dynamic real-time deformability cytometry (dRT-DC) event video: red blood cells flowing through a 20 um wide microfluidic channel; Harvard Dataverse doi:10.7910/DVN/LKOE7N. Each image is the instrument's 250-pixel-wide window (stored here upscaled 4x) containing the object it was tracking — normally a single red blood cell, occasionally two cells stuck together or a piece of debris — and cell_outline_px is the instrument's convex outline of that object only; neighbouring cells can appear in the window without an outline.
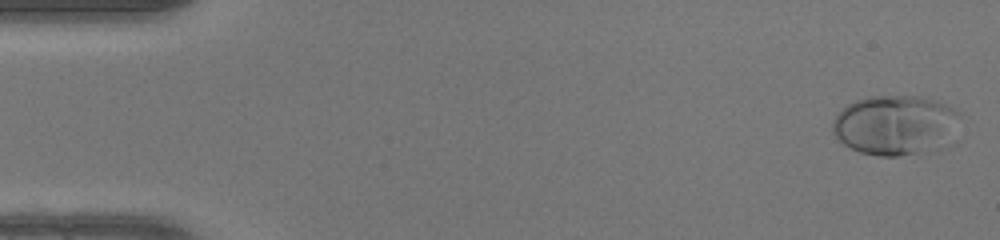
{"species": "human", "species_latin": "Homo sapiens", "temperature_condition": "warm", "stored_images_in_passage": 49, "camera_frame_rate_fps": 3000, "um_per_image_px": 0.085, "donor": {"sex": "female"}, "frame": {"image": 1, "passage_image": 1, "time_ms": 0.0, "image_size_px": [1000, 240], "cell_outline_px": [[960, 116], [924, 148], [916, 152], [896, 156], [880, 156], [860, 152], [844, 144], [832, 132], [832, 120], [836, 112], [848, 104], [856, 100], [868, 96], [920, 96], [936, 100], [956, 108], [960, 112]], "centroid_in_image_um": [75.83, 10.53], "position_along_channel_um": 9.2, "area_um2": 41.91}}
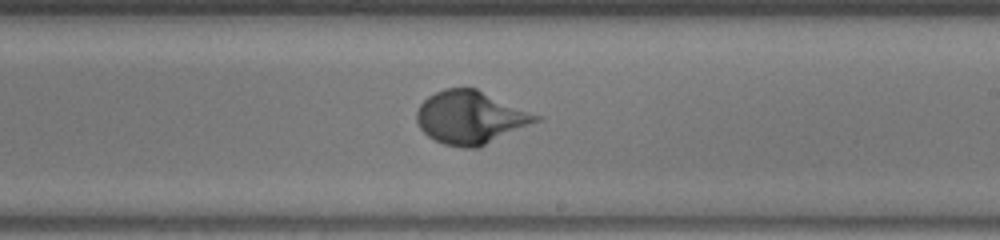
{"frame": {"image": 2, "passage_image": 29, "time_ms": 9.333, "image_size_px": [1000, 240], "cell_outline_px": [[544, 116], [540, 120], [480, 148], [464, 148], [444, 144], [428, 136], [420, 128], [416, 120], [416, 112], [420, 104], [428, 96], [444, 88], [476, 88]], "centroid_in_image_um": [40.02, 9.98], "position_along_channel_um": 249.0, "area_um2": 37.11}}
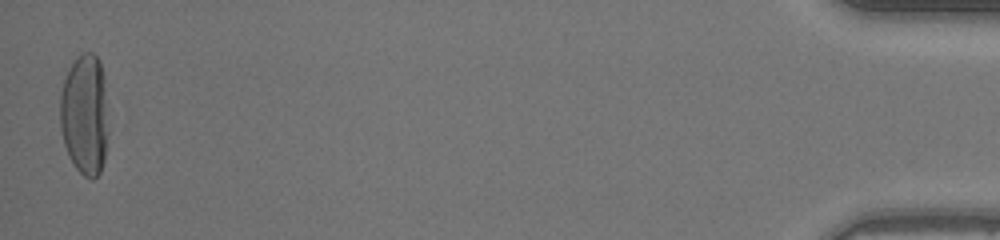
{"frame": {"image": 3, "passage_image": 49, "time_ms": 16.0, "image_size_px": [1000, 240], "cell_outline_px": [[108, 136], [104, 160], [100, 172], [92, 180], [84, 176], [76, 168], [68, 156], [64, 144], [60, 128], [60, 96], [64, 80], [68, 68], [84, 52], [92, 52], [96, 56], [100, 64], [104, 76], [108, 132]], "centroid_in_image_um": [7.2, 9.78], "position_along_channel_um": 428.0, "area_um2": 34.16}, "authors_computed_cell_mechanics": {"area_um2": 35.6626, "velocity_mm_per_s": 4.137, "shape_relaxation_time_tau1_ms": 3.2991, "shape_relaxation_time_tau2_ms": null, "deformation_change_tau1": 0.2363, "deformation_change_tau2": null}}